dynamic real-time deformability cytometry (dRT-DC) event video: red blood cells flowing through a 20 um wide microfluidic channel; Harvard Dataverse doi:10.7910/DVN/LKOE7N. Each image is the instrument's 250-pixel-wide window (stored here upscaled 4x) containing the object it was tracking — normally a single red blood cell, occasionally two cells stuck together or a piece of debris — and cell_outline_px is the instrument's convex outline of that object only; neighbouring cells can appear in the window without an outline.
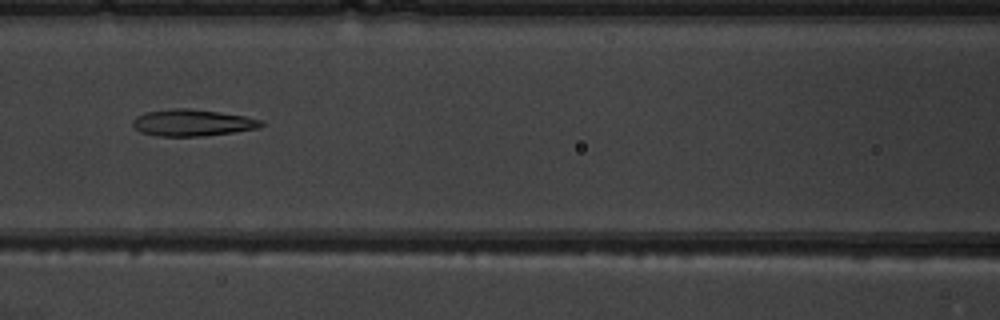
{"species": "common noctule bat (a hibernating species)", "species_latin": "Nyctalus noctula", "temperature_condition": "warm", "stored_images_in_passage": 4, "camera_frame_rate_fps": 3000, "um_per_image_px": 0.085, "animal": {"sex": "male", "body_mass_g": 19.5, "forearm_length_mm": 54.6}, "frame": {"image": 1, "passage_image": 4, "time_ms": 4.0, "image_size_px": [1000, 320], "cell_outline_px": [[264, 124], [260, 128], [232, 132], [200, 136], [156, 136], [140, 132], [132, 124], [132, 120], [136, 116], [144, 112], [172, 108], [188, 108], [220, 112], [244, 116], [264, 120]], "centroid_in_image_um": [16.34, 10.42], "position_along_channel_um": 150.3, "area_um2": 20.06}}